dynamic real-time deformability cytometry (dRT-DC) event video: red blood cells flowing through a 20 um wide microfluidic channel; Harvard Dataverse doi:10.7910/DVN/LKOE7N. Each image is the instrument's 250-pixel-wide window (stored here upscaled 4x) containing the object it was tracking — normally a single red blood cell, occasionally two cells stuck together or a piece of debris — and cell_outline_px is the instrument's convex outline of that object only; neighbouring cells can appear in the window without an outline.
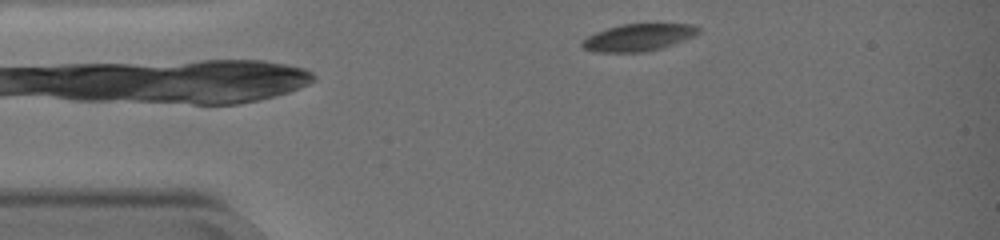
{"species": "common noctule bat (a hibernating species)", "species_latin": "Nyctalus noctula", "temperature_condition": "warm", "stored_images_in_passage": 5, "camera_frame_rate_fps": 3000, "um_per_image_px": 0.085, "animal": {"sex": "female", "body_mass_g": 19.0, "forearm_length_mm": 51.5}, "frame": {"image": 1, "passage_image": 5, "time_ms": 1.333, "image_size_px": [1000, 240], "cell_outline_px": [[700, 32], [696, 36], [660, 48], [644, 52], [596, 52], [584, 48], [580, 44], [580, 40], [596, 32], [620, 24], [692, 24], [700, 28]], "centroid_in_image_um": [54.26, 3.18], "position_along_channel_um": 30.7, "area_um2": 18.38}}